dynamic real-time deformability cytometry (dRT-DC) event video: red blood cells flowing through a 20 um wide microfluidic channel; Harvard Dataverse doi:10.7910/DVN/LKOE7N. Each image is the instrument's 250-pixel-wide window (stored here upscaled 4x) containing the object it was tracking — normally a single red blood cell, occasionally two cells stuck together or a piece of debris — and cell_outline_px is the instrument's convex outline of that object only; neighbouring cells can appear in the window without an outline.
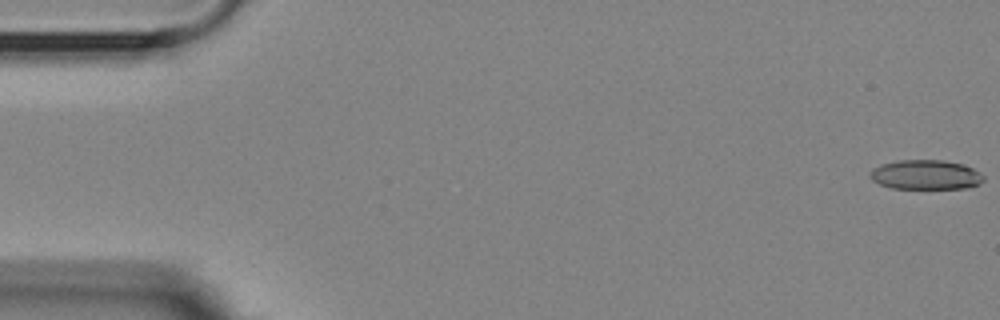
{"species": "Egyptian fruit bat (a non-hibernating species)", "species_latin": "Rousettus aegyptiacus", "temperature_condition": "room temperature", "stored_images_in_passage": 56, "camera_frame_rate_fps": 3000, "um_per_image_px": 0.085, "animal": {"sex": "female"}, "frame": {"image": 1, "passage_image": 1, "time_ms": 0.0, "image_size_px": [1000, 320], "cell_outline_px": [[984, 180], [980, 184], [968, 188], [892, 188], [880, 184], [872, 180], [868, 176], [872, 168], [880, 164], [900, 160], [944, 160], [964, 164], [972, 168], [984, 176]], "centroid_in_image_um": [78.68, 14.85], "position_along_channel_um": 6.3, "area_um2": 19.65}}
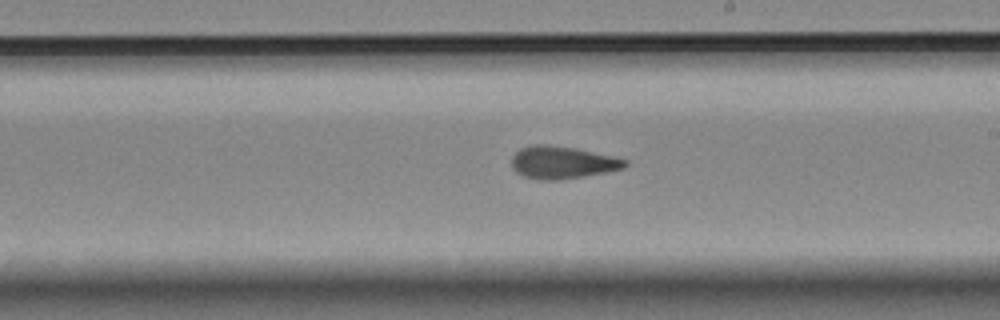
{"frame": {"image": 2, "passage_image": 32, "time_ms": 10.333, "image_size_px": [1000, 320], "cell_outline_px": [[628, 164], [624, 168], [584, 176], [560, 180], [540, 180], [524, 176], [516, 172], [512, 168], [512, 156], [520, 148], [532, 144], [544, 144], [576, 148], [612, 156], [628, 160]], "centroid_in_image_um": [47.78, 13.8], "position_along_channel_um": 241.2, "area_um2": 21.44}}
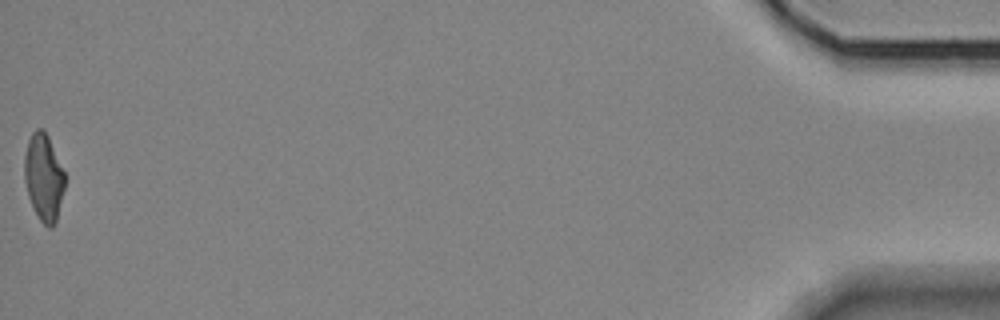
{"frame": {"image": 3, "passage_image": 56, "time_ms": 18.333, "image_size_px": [1000, 320], "cell_outline_px": [[64, 188], [56, 224], [52, 228], [48, 228], [40, 220], [28, 196], [24, 180], [24, 156], [28, 140], [32, 132], [36, 128], [44, 128], [48, 136], [64, 172]], "centroid_in_image_um": [3.7, 15.07], "position_along_channel_um": 431.5, "area_um2": 20.46}, "authors_computed_cell_mechanics": {"area_um2": 21.0392, "velocity_mm_per_s": 3.5977, "shape_relaxation_time_tau1_ms": null, "shape_relaxation_time_tau2_ms": 2.321, "deformation_change_tau1": null, "deformation_change_tau2": 0.1141}}